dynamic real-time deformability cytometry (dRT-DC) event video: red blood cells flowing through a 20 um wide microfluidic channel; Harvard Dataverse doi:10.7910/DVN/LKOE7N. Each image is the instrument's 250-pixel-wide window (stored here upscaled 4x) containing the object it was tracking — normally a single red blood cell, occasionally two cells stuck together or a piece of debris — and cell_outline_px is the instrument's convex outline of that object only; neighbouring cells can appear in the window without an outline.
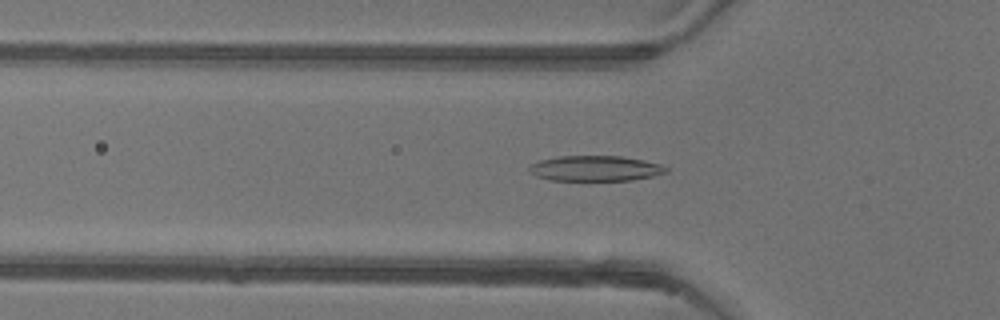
{"species": "common noctule bat (a hibernating species)", "species_latin": "Nyctalus noctula", "temperature_condition": "warm", "stored_images_in_passage": 40, "camera_frame_rate_fps": 3000, "um_per_image_px": 0.085, "animal": {"sex": "female"}, "frame": {"image": 1, "passage_image": 5, "time_ms": 1.333, "image_size_px": [1000, 320], "cell_outline_px": [[668, 172], [652, 176], [632, 180], [548, 180], [536, 176], [528, 168], [532, 164], [540, 160], [556, 156], [620, 156], [644, 160], [660, 164], [668, 168]], "centroid_in_image_um": [50.61, 14.31], "position_along_channel_um": 75.2, "area_um2": 20.17}}
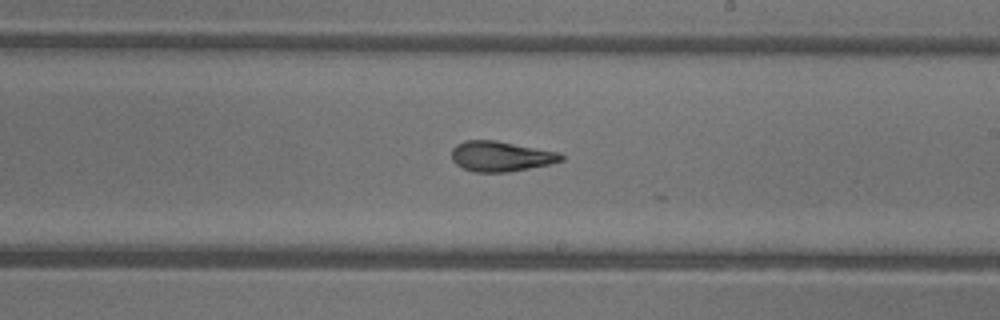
{"frame": {"image": 2, "passage_image": 18, "time_ms": 5.667, "image_size_px": [1000, 320], "cell_outline_px": [[564, 160], [552, 164], [508, 172], [476, 172], [464, 168], [456, 164], [452, 160], [452, 148], [456, 144], [464, 140], [496, 140], [560, 152], [564, 156]], "centroid_in_image_um": [42.6, 13.28], "position_along_channel_um": 246.4, "area_um2": 19.48}}
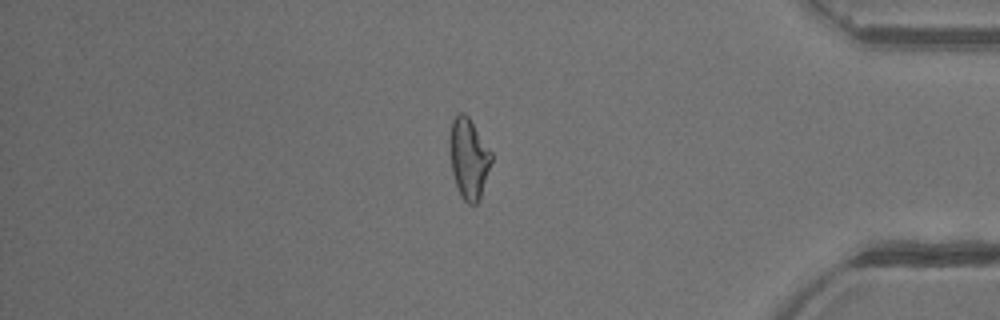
{"frame": {"image": 3, "passage_image": 32, "time_ms": 10.333, "image_size_px": [1000, 320], "cell_outline_px": [[492, 160], [480, 200], [476, 204], [468, 204], [460, 196], [452, 172], [448, 144], [448, 140], [452, 120], [460, 112], [464, 112], [468, 116], [492, 152]], "centroid_in_image_um": [39.83, 13.46], "position_along_channel_um": 395.4, "area_um2": 19.77}, "authors_computed_cell_mechanics": {"area_um2": 19.5942, "velocity_mm_per_s": 3.923, "shape_relaxation_time_tau1_ms": 9.1736, "shape_relaxation_time_tau2_ms": 2.191, "deformation_change_tau1": 0.259, "deformation_change_tau2": 0.1065}}